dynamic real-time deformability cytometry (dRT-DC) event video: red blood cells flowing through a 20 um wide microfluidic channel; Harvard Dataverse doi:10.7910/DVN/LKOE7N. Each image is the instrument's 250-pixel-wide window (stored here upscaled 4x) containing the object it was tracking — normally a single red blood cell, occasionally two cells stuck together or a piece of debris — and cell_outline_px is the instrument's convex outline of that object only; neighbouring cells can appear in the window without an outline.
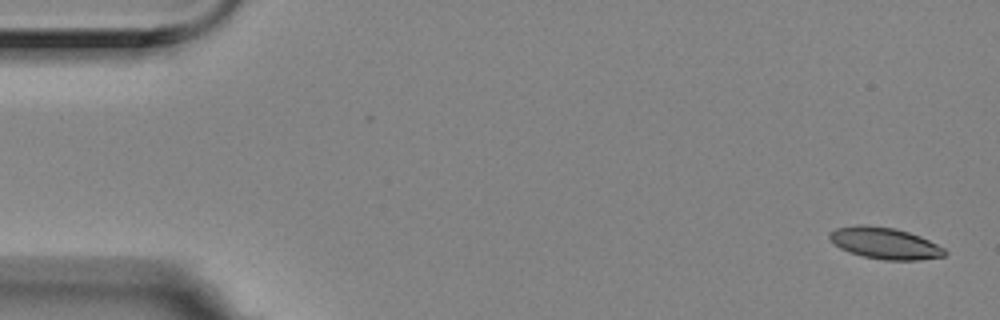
{"species": "Egyptian fruit bat (a non-hibernating species)", "species_latin": "Rousettus aegyptiacus", "temperature_condition": "room temperature", "stored_images_in_passage": 5, "segment_of_instrument_passage": [2, 2], "camera_frame_rate_fps": 3000, "um_per_image_px": 0.085, "animal": {"sex": "female"}, "frame": {"image": 1, "passage_image": 5, "time_ms": 1.333, "image_size_px": [1000, 320], "cell_outline_px": [[948, 252], [944, 256], [920, 260], [884, 260], [864, 256], [848, 252], [840, 248], [828, 236], [836, 228], [856, 224], [864, 224], [896, 228], [920, 236], [944, 248]], "centroid_in_image_um": [75.23, 20.67], "position_along_channel_um": 9.8, "area_um2": 21.1}}